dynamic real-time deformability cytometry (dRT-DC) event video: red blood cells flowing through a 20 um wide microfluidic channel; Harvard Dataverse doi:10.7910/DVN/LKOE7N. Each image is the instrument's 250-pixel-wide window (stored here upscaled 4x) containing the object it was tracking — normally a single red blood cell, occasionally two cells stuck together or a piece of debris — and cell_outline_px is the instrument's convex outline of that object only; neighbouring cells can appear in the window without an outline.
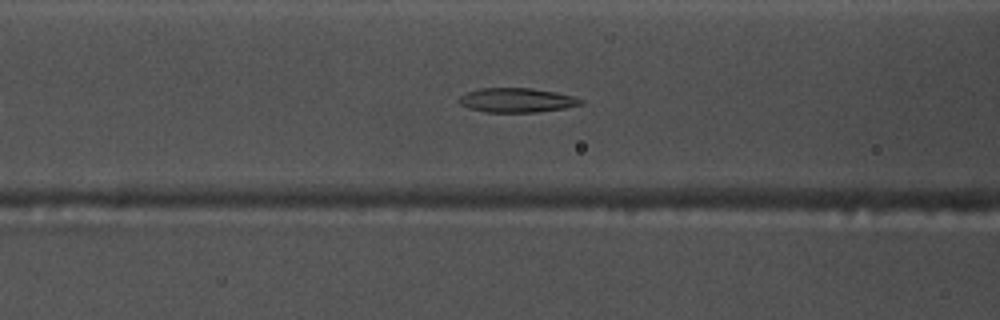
{"species": "common noctule bat (a hibernating species)", "species_latin": "Nyctalus noctula", "temperature_condition": "warm", "stored_images_in_passage": 47, "camera_frame_rate_fps": 3000, "um_per_image_px": 0.085, "animal": {"sex": "male", "body_mass_g": 17.5, "forearm_length_mm": 52.3}, "frame": {"image": 1, "passage_image": 13, "time_ms": 4.0, "image_size_px": [1000, 320], "cell_outline_px": [[584, 100], [580, 104], [564, 108], [536, 112], [484, 112], [468, 108], [460, 104], [456, 100], [460, 96], [468, 92], [480, 88], [532, 88], [556, 92], [572, 96]], "centroid_in_image_um": [43.87, 8.51], "position_along_channel_um": 122.7, "area_um2": 17.22}}
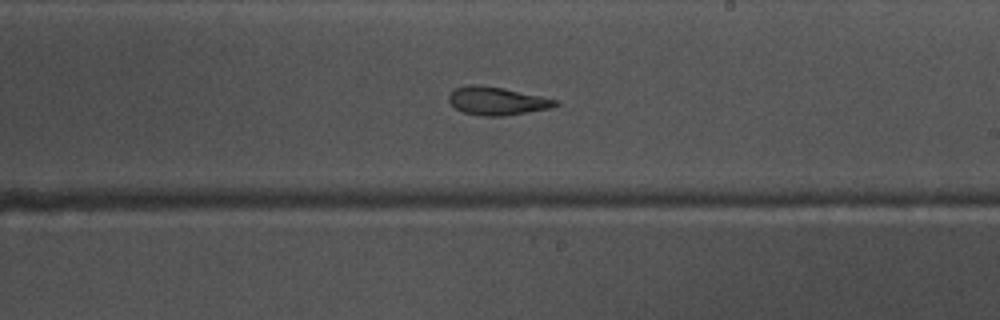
{"frame": {"image": 2, "passage_image": 23, "time_ms": 7.333, "image_size_px": [1000, 320], "cell_outline_px": [[560, 104], [552, 108], [504, 116], [480, 116], [464, 112], [456, 108], [448, 100], [448, 96], [452, 88], [468, 84], [480, 84], [504, 88], [540, 96], [556, 100]], "centroid_in_image_um": [42.2, 8.57], "position_along_channel_um": 246.8, "area_um2": 17.63}}
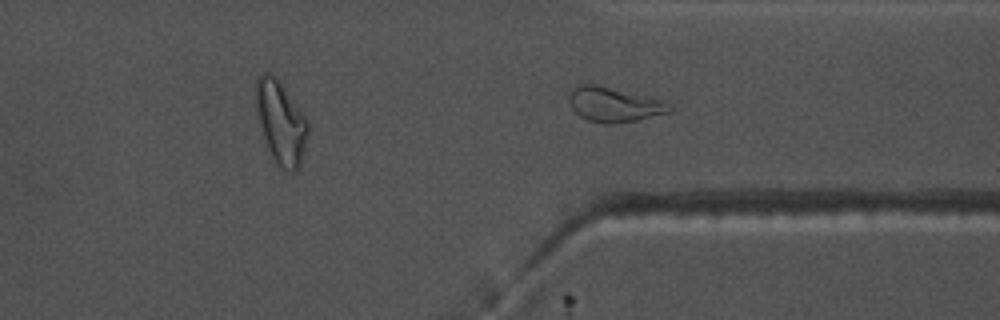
{"frame": {"image": 3, "passage_image": 32, "time_ms": 10.333, "image_size_px": [1000, 320], "cell_outline_px": [[672, 112], [636, 120], [612, 124], [608, 124], [588, 120], [580, 116], [572, 108], [568, 100], [568, 92], [572, 88], [580, 84], [596, 84], [664, 100], [672, 108]], "centroid_in_image_um": [52.17, 8.88], "position_along_channel_um": 359.2, "area_um2": 20.35}}